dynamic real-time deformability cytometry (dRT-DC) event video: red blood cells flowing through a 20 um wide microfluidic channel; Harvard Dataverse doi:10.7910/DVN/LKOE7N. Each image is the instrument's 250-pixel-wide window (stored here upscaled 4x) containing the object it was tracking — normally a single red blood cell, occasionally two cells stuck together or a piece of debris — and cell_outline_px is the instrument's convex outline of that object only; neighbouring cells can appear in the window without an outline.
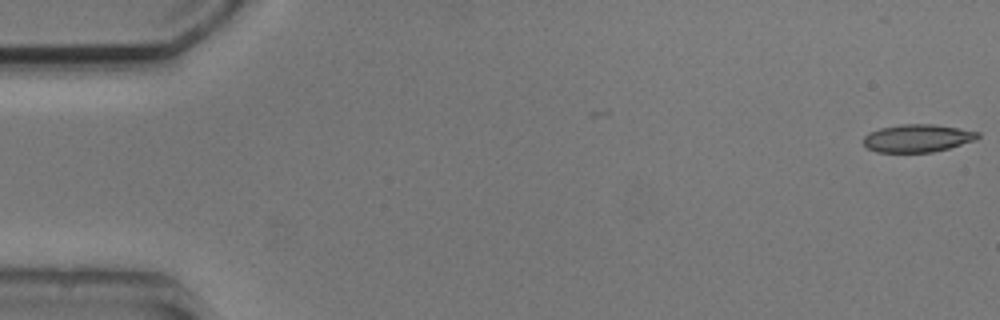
{"species": "common noctule bat (a hibernating species)", "species_latin": "Nyctalus noctula", "temperature_condition": "cold", "stored_images_in_passage": 3, "camera_frame_rate_fps": 3000, "um_per_image_px": 0.085, "animal": {"sex": "male", "body_mass_g": 20.5, "forearm_length_mm": 52.5}, "frame": {"image": 1, "passage_image": 1, "time_ms": 0.0, "image_size_px": [1000, 320], "cell_outline_px": [[980, 136], [976, 140], [948, 148], [932, 152], [876, 152], [868, 148], [864, 144], [864, 136], [868, 132], [880, 128], [900, 124], [932, 124], [980, 132]], "centroid_in_image_um": [77.97, 11.74], "position_along_channel_um": 7.0, "area_um2": 18.44}}